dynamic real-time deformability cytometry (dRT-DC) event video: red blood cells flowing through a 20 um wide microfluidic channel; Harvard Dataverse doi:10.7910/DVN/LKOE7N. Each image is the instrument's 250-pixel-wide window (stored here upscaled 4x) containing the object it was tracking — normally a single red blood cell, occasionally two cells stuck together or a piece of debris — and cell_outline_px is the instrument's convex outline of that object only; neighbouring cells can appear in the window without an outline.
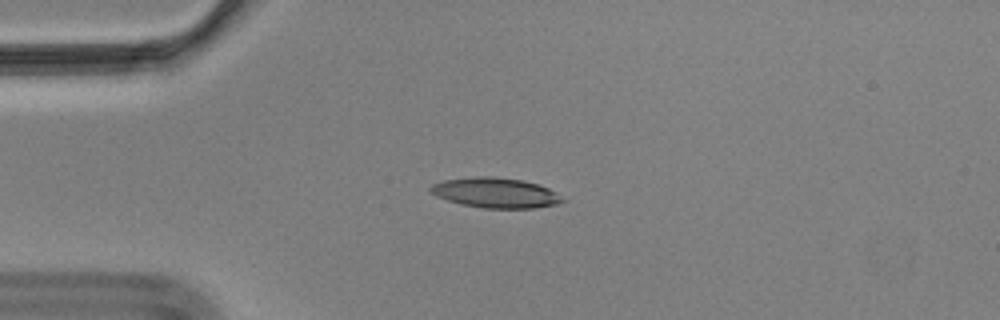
{"species": "Egyptian fruit bat (a non-hibernating species)", "species_latin": "Rousettus aegyptiacus", "temperature_condition": "cold", "stored_images_in_passage": 44, "camera_frame_rate_fps": 3000, "um_per_image_px": 0.085, "animal": {"sex": "male"}, "frame": {"image": 1, "passage_image": 1, "time_ms": 0.0, "image_size_px": [1000, 320], "cell_outline_px": [[568, 200], [556, 204], [536, 208], [484, 208], [460, 204], [436, 196], [428, 188], [432, 184], [444, 180], [476, 176], [492, 176], [524, 180], [548, 188], [556, 192]], "centroid_in_image_um": [42.14, 16.38], "position_along_channel_um": 42.9, "area_um2": 23.24}}
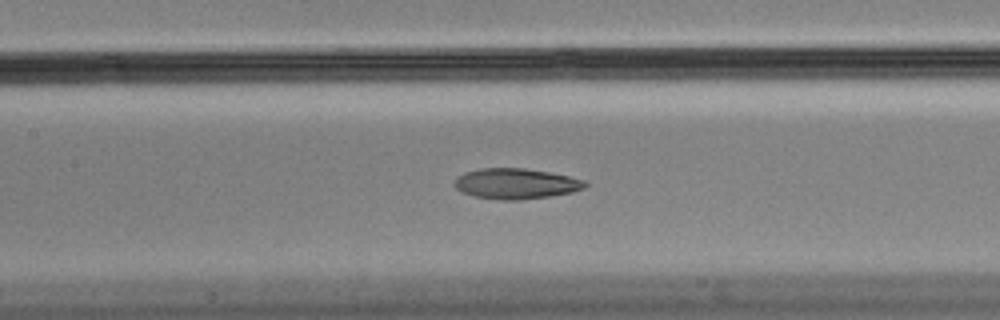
{"frame": {"image": 2, "passage_image": 13, "time_ms": 4.0, "image_size_px": [1000, 320], "cell_outline_px": [[588, 184], [584, 188], [572, 192], [552, 196], [520, 200], [504, 200], [472, 196], [456, 188], [452, 184], [464, 172], [480, 168], [524, 168], [548, 172], [568, 176], [584, 180]], "centroid_in_image_um": [43.86, 15.61], "position_along_channel_um": 163.5, "area_um2": 23.18}}
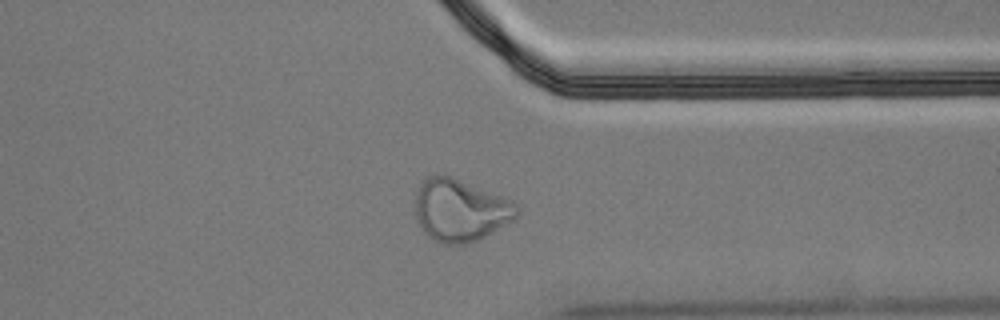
{"frame": {"image": 3, "passage_image": 31, "time_ms": 10.0, "image_size_px": [1000, 320], "cell_outline_px": [[520, 212], [516, 220], [476, 240], [464, 244], [444, 244], [432, 240], [428, 236], [420, 224], [416, 216], [416, 192], [420, 180], [428, 176], [452, 176], [500, 196], [516, 204], [520, 208]], "centroid_in_image_um": [39.13, 17.87], "position_along_channel_um": 372.3, "area_um2": 36.7}, "authors_computed_cell_mechanics": {"area_um2": 24.1026, "velocity_mm_per_s": 3.5176, "shape_relaxation_time_tau1_ms": null, "shape_relaxation_time_tau2_ms": 4.0593, "deformation_change_tau1": null, "deformation_change_tau2": 0.1033}}